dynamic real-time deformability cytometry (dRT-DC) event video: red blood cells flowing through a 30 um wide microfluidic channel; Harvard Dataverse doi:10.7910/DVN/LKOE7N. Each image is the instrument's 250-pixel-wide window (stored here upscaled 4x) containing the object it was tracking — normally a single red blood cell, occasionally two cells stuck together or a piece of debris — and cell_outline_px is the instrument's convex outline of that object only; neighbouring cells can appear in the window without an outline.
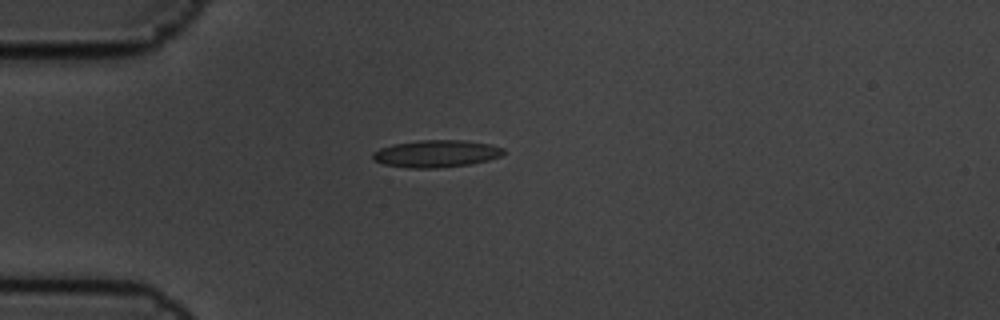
{"species": "common noctule bat (a hibernating species)", "species_latin": "Nyctalus noctula", "temperature_condition": "cold", "stored_images_in_passage": 6, "camera_frame_rate_fps": 3000, "um_per_image_px": 0.085, "animal": {"sex": "male", "body_mass_g": 19.5, "forearm_length_mm": 54.6}, "frame": {"image": 1, "passage_image": 6, "time_ms": 1.667, "image_size_px": [1000, 320], "cell_outline_px": [[504, 152], [500, 156], [488, 160], [468, 164], [440, 168], [408, 168], [384, 164], [372, 160], [372, 152], [380, 148], [392, 144], [420, 140], [460, 140], [488, 144], [504, 148]], "centroid_in_image_um": [37.02, 13.06], "position_along_channel_um": 48.0, "area_um2": 20.69}}